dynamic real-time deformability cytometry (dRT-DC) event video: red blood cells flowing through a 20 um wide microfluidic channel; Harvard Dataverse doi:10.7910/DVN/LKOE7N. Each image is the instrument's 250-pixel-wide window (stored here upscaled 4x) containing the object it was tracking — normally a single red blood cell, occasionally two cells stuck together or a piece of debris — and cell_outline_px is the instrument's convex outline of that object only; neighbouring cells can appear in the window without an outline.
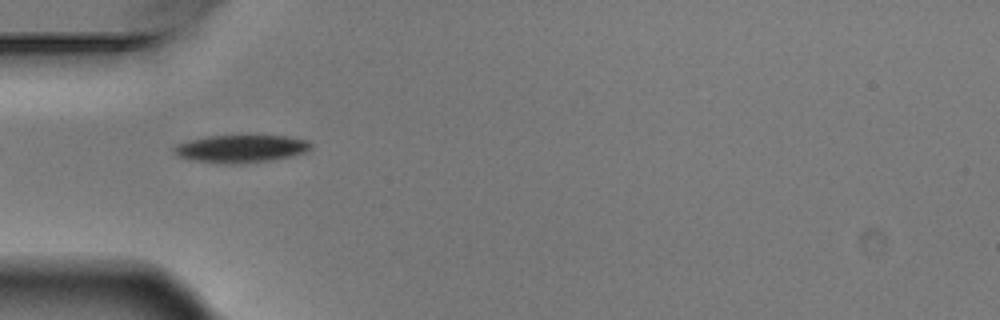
{"species": "Egyptian fruit bat (a non-hibernating species)", "species_latin": "Rousettus aegyptiacus", "temperature_condition": "warm", "stored_images_in_passage": 3, "camera_frame_rate_fps": 3000, "um_per_image_px": 0.085, "animal": {"sex": "male"}, "frame": {"image": 1, "passage_image": 3, "time_ms": 0.667, "image_size_px": [1000, 320], "cell_outline_px": [[312, 148], [304, 152], [288, 156], [268, 160], [196, 160], [180, 156], [172, 148], [176, 144], [192, 140], [212, 136], [284, 136], [308, 140], [312, 144]], "centroid_in_image_um": [20.56, 12.57], "position_along_channel_um": 64.4, "area_um2": 20.23}}